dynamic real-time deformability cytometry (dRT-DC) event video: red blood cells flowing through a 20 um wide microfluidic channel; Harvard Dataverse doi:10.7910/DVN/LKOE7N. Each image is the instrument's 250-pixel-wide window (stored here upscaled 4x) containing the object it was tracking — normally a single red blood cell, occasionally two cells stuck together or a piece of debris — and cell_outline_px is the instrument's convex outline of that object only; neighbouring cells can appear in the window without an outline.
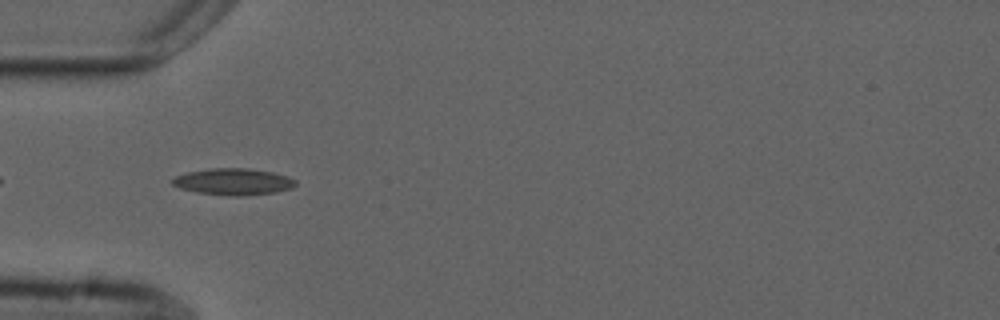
{"species": "common noctule bat (a hibernating species)", "species_latin": "Nyctalus noctula", "temperature_condition": "cold", "stored_images_in_passage": 9, "camera_frame_rate_fps": 3000, "um_per_image_px": 0.085, "animal": {"sex": "male", "forearm_length_mm": 52.5}, "frame": {"image": 1, "passage_image": 4, "time_ms": 4.667, "image_size_px": [1000, 320], "cell_outline_px": [[296, 184], [292, 188], [276, 192], [244, 196], [232, 196], [196, 192], [180, 188], [172, 184], [172, 180], [176, 176], [188, 172], [208, 168], [248, 168], [272, 172], [288, 176], [296, 180]], "centroid_in_image_um": [19.85, 15.44], "position_along_channel_um": 65.1, "area_um2": 19.13}}
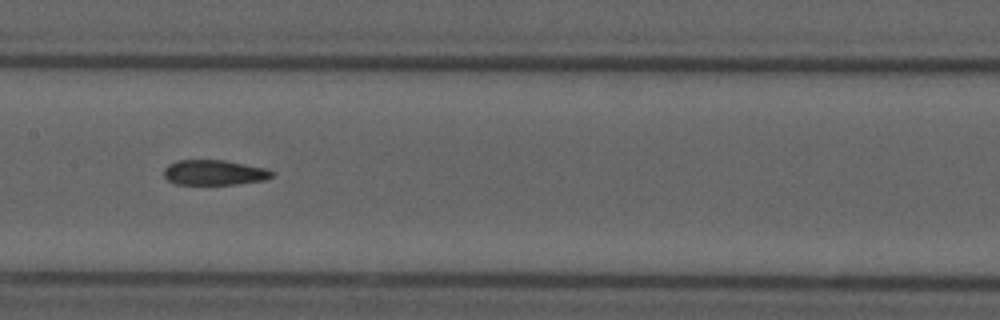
{"frame": {"image": 2, "passage_image": 7, "time_ms": 8.0, "image_size_px": [1000, 320], "cell_outline_px": [[276, 172], [272, 176], [264, 180], [236, 184], [176, 184], [168, 180], [164, 176], [164, 168], [168, 164], [176, 160], [224, 160], [268, 168]], "centroid_in_image_um": [18.23, 14.65], "position_along_channel_um": 189.2, "area_um2": 15.95}}
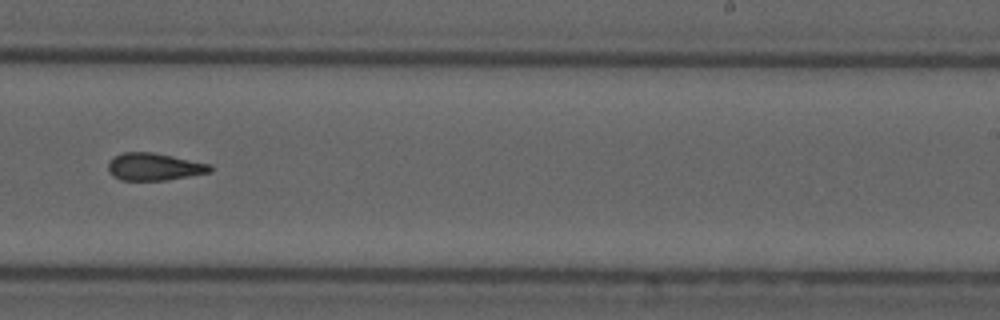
{"frame": {"image": 3, "passage_image": 9, "time_ms": 10.333, "image_size_px": [1000, 320], "cell_outline_px": [[212, 172], [168, 180], [120, 180], [112, 176], [108, 172], [108, 164], [112, 156], [124, 152], [152, 152], [212, 164]], "centroid_in_image_um": [13.1, 14.18], "position_along_channel_um": 275.9, "area_um2": 16.47}}